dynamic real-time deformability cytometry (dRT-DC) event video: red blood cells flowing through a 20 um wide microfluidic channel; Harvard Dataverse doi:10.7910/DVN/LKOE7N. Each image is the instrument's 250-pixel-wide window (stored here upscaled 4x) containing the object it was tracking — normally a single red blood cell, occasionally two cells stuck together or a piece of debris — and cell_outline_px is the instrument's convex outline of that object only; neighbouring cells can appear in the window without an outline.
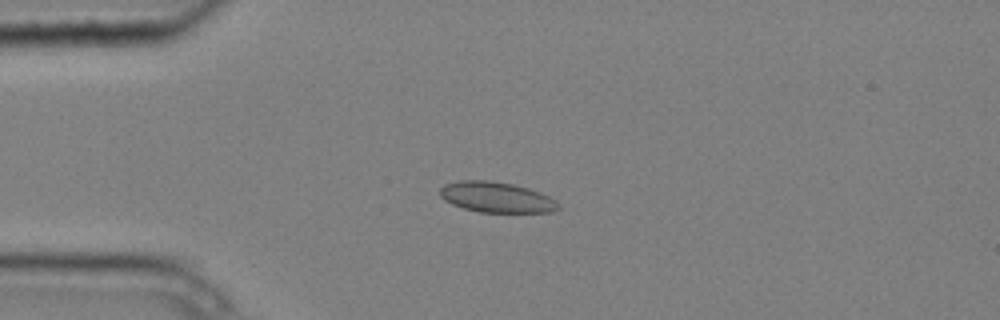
{"species": "common noctule bat (a hibernating species)", "species_latin": "Nyctalus noctula", "temperature_condition": "cold", "stored_images_in_passage": 11, "camera_frame_rate_fps": 3000, "um_per_image_px": 0.085, "animal": {"sex": "male", "body_mass_g": 20.4}, "frame": {"image": 1, "passage_image": 4, "time_ms": 1.0, "image_size_px": [1000, 320], "cell_outline_px": [[560, 208], [552, 212], [480, 212], [464, 208], [452, 204], [444, 200], [440, 196], [440, 188], [444, 184], [460, 180], [488, 180], [512, 184], [528, 188], [540, 192], [556, 200], [560, 204]], "centroid_in_image_um": [42.2, 16.76], "position_along_channel_um": 42.8, "area_um2": 21.1}}
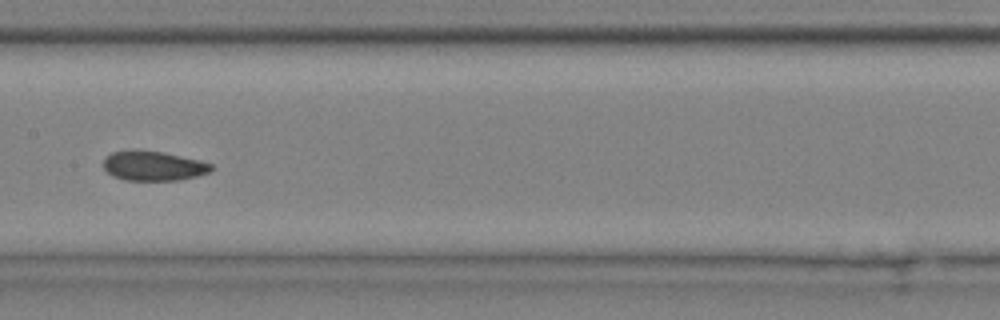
{"frame": {"image": 2, "passage_image": 8, "time_ms": 2.333, "image_size_px": [1000, 320], "cell_outline_px": [[216, 168], [208, 172], [196, 176], [180, 180], [124, 180], [112, 176], [104, 168], [104, 156], [112, 152], [164, 152], [200, 160], [212, 164]], "centroid_in_image_um": [13.08, 14.13], "position_along_channel_um": 194.3, "area_um2": 18.26}}
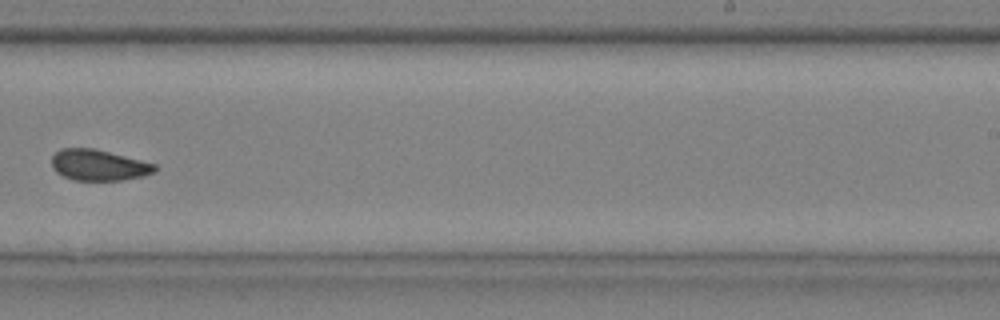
{"frame": {"image": 3, "passage_image": 10, "time_ms": 3.0, "image_size_px": [1000, 320], "cell_outline_px": [[160, 168], [156, 172], [144, 176], [124, 180], [76, 180], [64, 176], [56, 172], [52, 168], [52, 156], [60, 148], [96, 148], [156, 164]], "centroid_in_image_um": [8.43, 14.03], "position_along_channel_um": 280.6, "area_um2": 18.84}}